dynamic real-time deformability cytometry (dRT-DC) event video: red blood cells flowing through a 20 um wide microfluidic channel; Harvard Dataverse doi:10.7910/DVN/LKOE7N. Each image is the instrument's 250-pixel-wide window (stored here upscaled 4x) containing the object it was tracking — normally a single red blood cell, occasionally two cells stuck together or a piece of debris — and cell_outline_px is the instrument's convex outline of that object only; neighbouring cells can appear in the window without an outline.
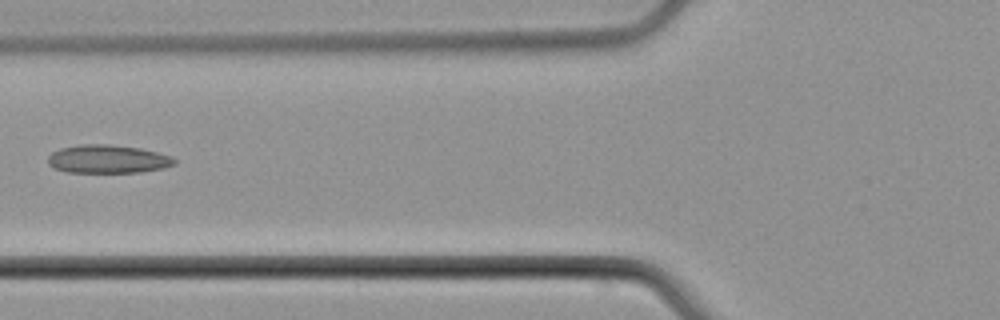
{"species": "common noctule bat (a hibernating species)", "species_latin": "Nyctalus noctula", "temperature_condition": "cold", "stored_images_in_passage": 4, "camera_frame_rate_fps": 3000, "um_per_image_px": 0.085, "animal": {"sex": "male", "body_mass_g": 21.5, "forearm_length_mm": 52.0}, "frame": {"image": 1, "passage_image": 4, "time_ms": 3.667, "image_size_px": [1000, 320], "cell_outline_px": [[176, 164], [164, 168], [140, 172], [68, 172], [52, 168], [48, 164], [48, 156], [52, 152], [60, 148], [80, 144], [108, 144], [140, 148], [172, 156], [176, 160]], "centroid_in_image_um": [9.15, 13.52], "position_along_channel_um": 116.6, "area_um2": 20.98}}